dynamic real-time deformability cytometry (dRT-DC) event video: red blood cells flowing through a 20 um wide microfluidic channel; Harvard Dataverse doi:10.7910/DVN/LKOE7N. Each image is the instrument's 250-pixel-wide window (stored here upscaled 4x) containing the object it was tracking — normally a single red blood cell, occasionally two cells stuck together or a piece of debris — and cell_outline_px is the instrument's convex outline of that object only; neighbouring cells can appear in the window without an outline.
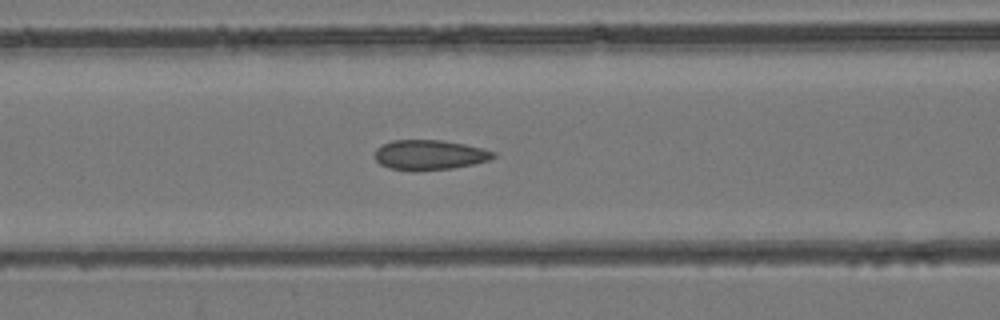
{"species": "common noctule bat (a hibernating species)", "species_latin": "Nyctalus noctula", "temperature_condition": "room temperature", "stored_images_in_passage": 46, "camera_frame_rate_fps": 3000, "um_per_image_px": 0.085, "animal": {"sex": "female", "body_mass_g": 24.6, "forearm_length_mm": 56.2}, "frame": {"image": 1, "passage_image": 20, "time_ms": 6.333, "image_size_px": [1000, 320], "cell_outline_px": [[496, 156], [488, 160], [472, 164], [452, 168], [388, 168], [380, 164], [376, 160], [376, 148], [392, 140], [444, 140], [484, 148], [496, 152]], "centroid_in_image_um": [36.56, 13.12], "position_along_channel_um": 130.0, "area_um2": 19.94}}
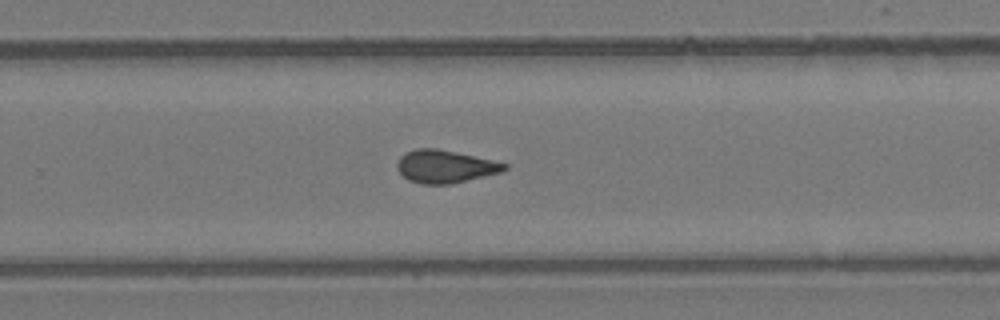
{"frame": {"image": 2, "passage_image": 31, "time_ms": 10.0, "image_size_px": [1000, 320], "cell_outline_px": [[508, 168], [500, 172], [448, 184], [420, 184], [408, 180], [396, 168], [396, 164], [400, 156], [416, 148], [436, 148], [492, 160], [508, 164]], "centroid_in_image_um": [37.79, 14.15], "position_along_channel_um": 292.0, "area_um2": 20.17}}
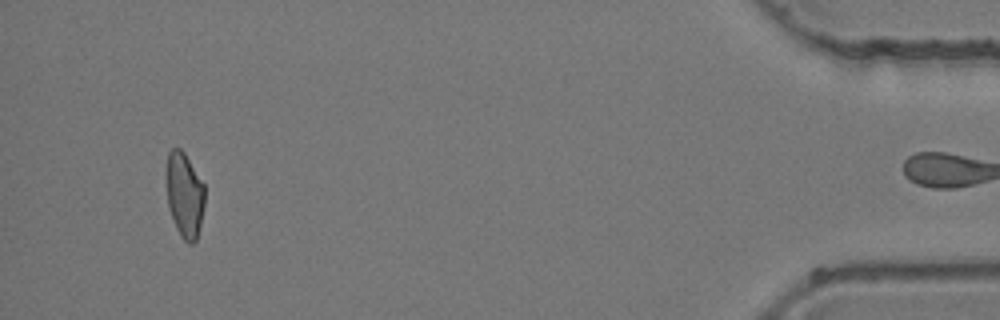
{"frame": {"image": 3, "passage_image": 45, "time_ms": 14.667, "image_size_px": [1000, 320], "cell_outline_px": [[204, 204], [200, 224], [196, 240], [192, 244], [188, 244], [180, 236], [176, 228], [168, 208], [164, 176], [164, 172], [168, 152], [172, 148], [180, 148], [184, 152], [204, 184]], "centroid_in_image_um": [15.64, 16.54], "position_along_channel_um": 419.6, "area_um2": 19.48}}